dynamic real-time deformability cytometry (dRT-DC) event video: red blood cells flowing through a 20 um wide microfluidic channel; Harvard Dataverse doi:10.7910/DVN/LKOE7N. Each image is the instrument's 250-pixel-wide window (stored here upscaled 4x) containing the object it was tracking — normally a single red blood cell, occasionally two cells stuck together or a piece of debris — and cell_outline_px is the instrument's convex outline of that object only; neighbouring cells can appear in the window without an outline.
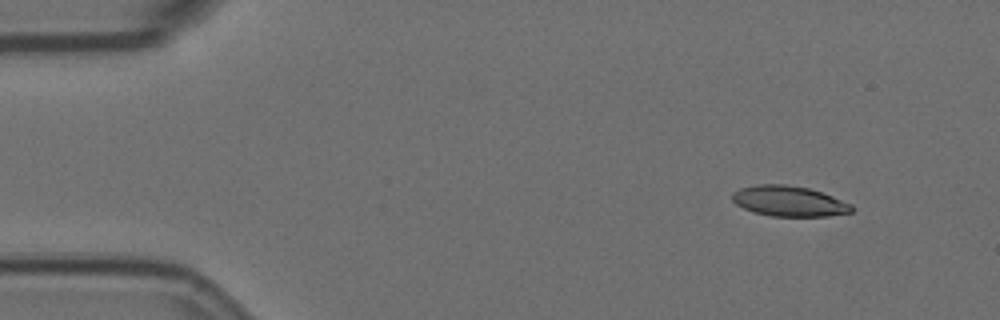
{"species": "Egyptian fruit bat (a non-hibernating species)", "species_latin": "Rousettus aegyptiacus", "temperature_condition": "room temperature", "stored_images_in_passage": 3, "camera_frame_rate_fps": 3000, "um_per_image_px": 0.085, "animal": {"sex": "female"}, "frame": {"image": 1, "passage_image": 1, "time_ms": 0.0, "image_size_px": [1000, 320], "cell_outline_px": [[856, 208], [852, 212], [828, 216], [772, 216], [752, 212], [736, 204], [732, 200], [732, 192], [740, 188], [756, 184], [784, 184], [808, 188], [832, 196], [852, 204]], "centroid_in_image_um": [67.07, 17.1], "position_along_channel_um": 17.9, "area_um2": 21.27}}